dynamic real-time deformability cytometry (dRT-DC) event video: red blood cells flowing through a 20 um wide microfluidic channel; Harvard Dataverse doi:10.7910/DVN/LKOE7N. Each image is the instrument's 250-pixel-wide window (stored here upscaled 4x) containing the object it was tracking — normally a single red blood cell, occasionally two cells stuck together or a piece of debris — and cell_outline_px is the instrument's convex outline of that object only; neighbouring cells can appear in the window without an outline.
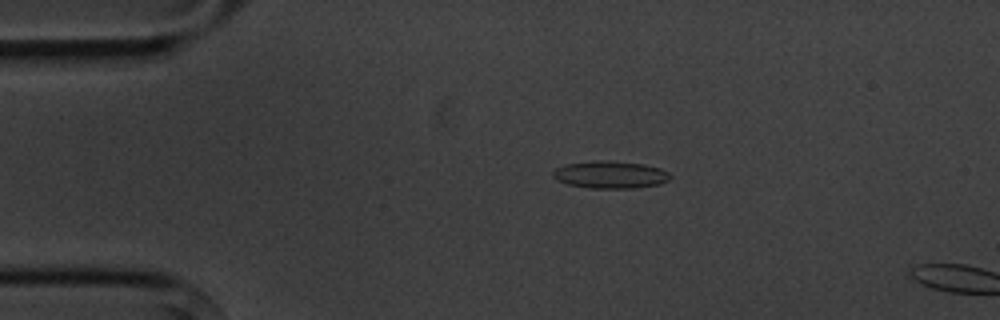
{"species": "common noctule bat (a hibernating species)", "species_latin": "Nyctalus noctula", "temperature_condition": "cold", "stored_images_in_passage": 4, "camera_frame_rate_fps": 3000, "um_per_image_px": 0.085, "animal": {"sex": "male", "body_mass_g": 20.1, "forearm_length_mm": 53.5}, "frame": {"image": 1, "passage_image": 3, "time_ms": 2.333, "image_size_px": [1000, 320], "cell_outline_px": [[672, 176], [668, 180], [660, 184], [632, 188], [588, 188], [568, 184], [556, 180], [552, 176], [552, 172], [556, 168], [564, 164], [596, 160], [608, 160], [644, 164], [660, 168], [668, 172]], "centroid_in_image_um": [51.85, 14.84], "position_along_channel_um": 33.1, "area_um2": 18.84}}